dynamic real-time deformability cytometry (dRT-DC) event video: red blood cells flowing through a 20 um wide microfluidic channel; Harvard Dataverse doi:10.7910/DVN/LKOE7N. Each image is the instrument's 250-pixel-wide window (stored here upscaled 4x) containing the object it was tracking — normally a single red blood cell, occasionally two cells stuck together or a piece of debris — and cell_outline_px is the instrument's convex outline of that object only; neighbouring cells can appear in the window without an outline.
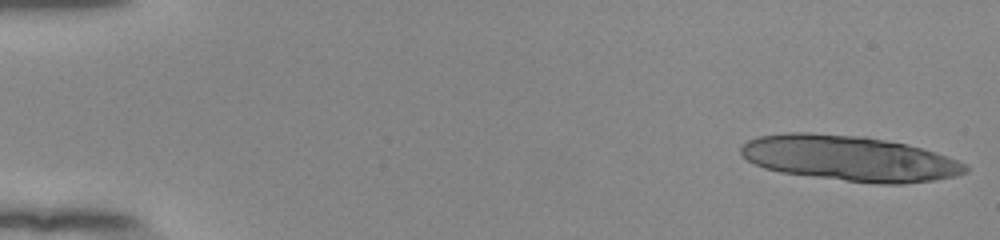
{"species": "human", "species_latin": "Homo sapiens", "temperature_condition": "room temperature", "stored_images_in_passage": 16, "camera_frame_rate_fps": 3000, "um_per_image_px": 0.085, "donor": {"sex": "female"}, "frame": {"image": 1, "passage_image": 1, "time_ms": 0.0, "image_size_px": [1000, 240], "cell_outline_px": [[968, 172], [956, 176], [932, 180], [904, 184], [880, 184], [844, 180], [780, 172], [764, 168], [748, 160], [740, 152], [740, 148], [748, 140], [760, 136], [788, 132], [808, 132], [864, 136], [904, 144], [920, 148], [956, 160], [964, 164], [968, 168]], "centroid_in_image_um": [72.17, 13.45], "position_along_channel_um": 12.8, "area_um2": 58.78}}